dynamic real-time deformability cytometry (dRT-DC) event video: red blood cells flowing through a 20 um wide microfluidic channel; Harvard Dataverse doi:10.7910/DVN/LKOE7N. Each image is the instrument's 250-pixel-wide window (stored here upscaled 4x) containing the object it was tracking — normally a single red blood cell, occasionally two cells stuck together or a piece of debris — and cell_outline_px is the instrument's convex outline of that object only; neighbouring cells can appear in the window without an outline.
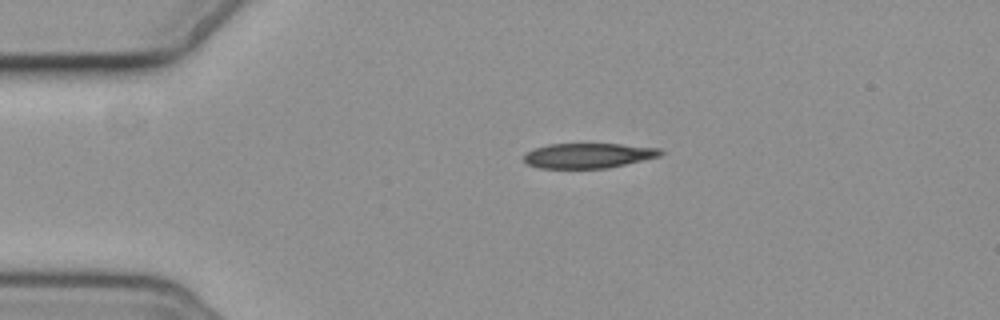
{"species": "common noctule bat (a hibernating species)", "species_latin": "Nyctalus noctula", "temperature_condition": "cold", "stored_images_in_passage": 3, "camera_frame_rate_fps": 3000, "um_per_image_px": 0.085, "animal": {"sex": "female", "body_mass_g": 19.3, "forearm_length_mm": 54.1}, "frame": {"image": 1, "passage_image": 1, "time_ms": 0.0, "image_size_px": [1000, 320], "cell_outline_px": [[664, 152], [660, 156], [608, 168], [536, 168], [524, 164], [524, 156], [532, 148], [548, 144], [620, 144], [660, 148]], "centroid_in_image_um": [49.96, 13.23], "position_along_channel_um": 35.0, "area_um2": 20.0}}